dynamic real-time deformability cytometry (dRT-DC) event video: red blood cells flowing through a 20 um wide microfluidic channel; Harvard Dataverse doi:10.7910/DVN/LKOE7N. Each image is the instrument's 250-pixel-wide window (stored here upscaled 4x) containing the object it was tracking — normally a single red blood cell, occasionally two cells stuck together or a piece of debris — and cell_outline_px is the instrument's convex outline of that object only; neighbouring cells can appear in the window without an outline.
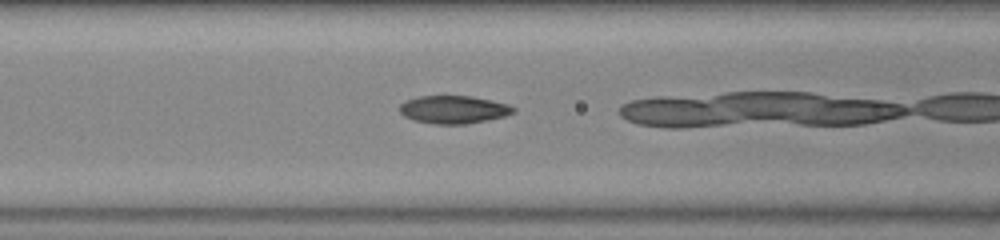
{"species": "common noctule bat (a hibernating species)", "species_latin": "Nyctalus noctula", "temperature_condition": "warm", "stored_images_in_passage": 20, "camera_frame_rate_fps": 3000, "um_per_image_px": 0.085, "animal": {"sex": "female", "body_mass_g": 23.0, "forearm_length_mm": 53.4}, "frame": {"image": 1, "passage_image": 13, "time_ms": 4.0, "image_size_px": [1000, 240], "cell_outline_px": [[516, 112], [504, 116], [464, 124], [436, 124], [412, 120], [404, 116], [400, 112], [400, 104], [408, 100], [420, 96], [472, 96], [508, 104], [516, 108]], "centroid_in_image_um": [38.56, 9.31], "position_along_channel_um": 128.0, "area_um2": 18.32}}
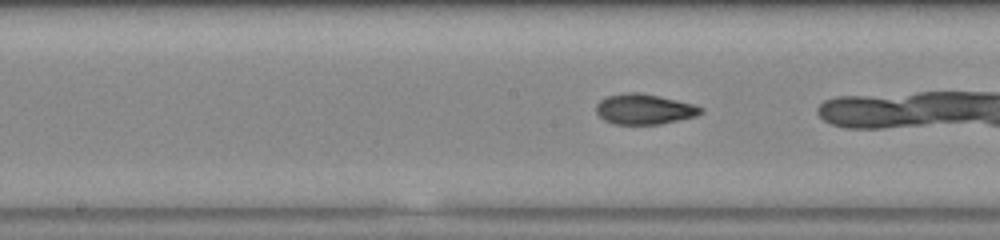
{"frame": {"image": 2, "passage_image": 18, "time_ms": 5.667, "image_size_px": [1000, 240], "cell_outline_px": [[704, 112], [696, 116], [660, 124], [612, 124], [604, 120], [596, 112], [596, 104], [600, 100], [608, 96], [628, 92], [640, 92], [660, 96], [692, 104], [704, 108]], "centroid_in_image_um": [54.76, 9.28], "position_along_channel_um": 193.4, "area_um2": 18.5}}